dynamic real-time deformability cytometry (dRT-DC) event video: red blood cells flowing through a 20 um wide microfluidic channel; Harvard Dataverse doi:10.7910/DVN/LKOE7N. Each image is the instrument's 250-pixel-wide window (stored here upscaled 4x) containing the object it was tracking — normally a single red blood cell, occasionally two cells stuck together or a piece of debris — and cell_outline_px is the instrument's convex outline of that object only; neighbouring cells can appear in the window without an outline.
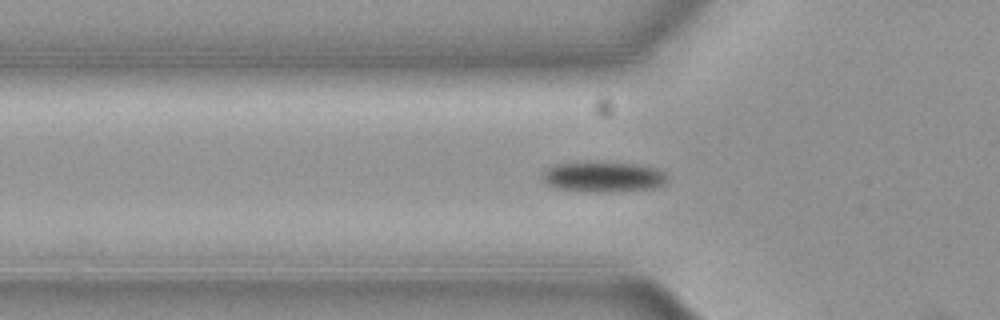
{"species": "common noctule bat (a hibernating species)", "species_latin": "Nyctalus noctula", "temperature_condition": "cold", "stored_images_in_passage": 7, "camera_frame_rate_fps": 3000, "um_per_image_px": 0.085, "animal": {"sex": "female", "body_mass_g": 19.3, "forearm_length_mm": 54.1}, "frame": {"image": 1, "passage_image": 5, "time_ms": 1.333, "image_size_px": [1000, 320], "cell_outline_px": [[668, 180], [664, 184], [656, 188], [612, 192], [584, 192], [552, 188], [544, 180], [544, 172], [548, 168], [556, 164], [632, 164], [656, 168], [664, 172], [668, 176]], "centroid_in_image_um": [51.33, 15.09], "position_along_channel_um": 74.5, "area_um2": 21.62}}